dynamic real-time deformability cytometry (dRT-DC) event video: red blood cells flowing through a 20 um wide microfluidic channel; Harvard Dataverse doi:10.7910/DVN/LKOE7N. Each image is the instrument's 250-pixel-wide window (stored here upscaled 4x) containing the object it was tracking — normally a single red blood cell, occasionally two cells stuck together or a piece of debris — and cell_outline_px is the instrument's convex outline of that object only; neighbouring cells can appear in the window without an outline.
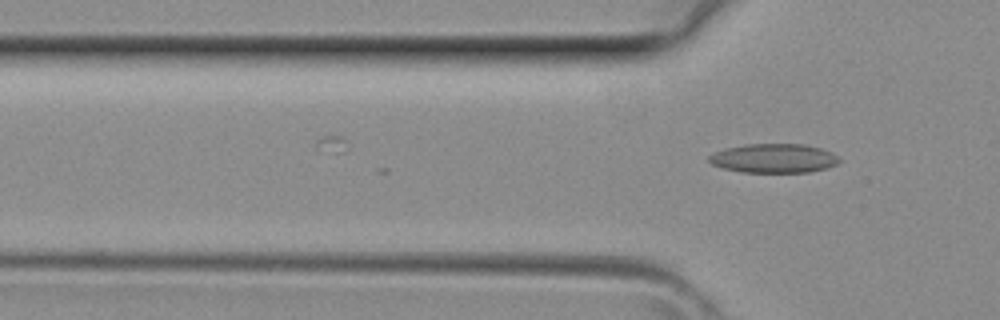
{"species": "common noctule bat (a hibernating species)", "species_latin": "Nyctalus noctula", "temperature_condition": "room temperature", "stored_images_in_passage": 11, "camera_frame_rate_fps": 3000, "um_per_image_px": 0.085, "animal": {"sex": "female", "body_mass_g": 29.2, "forearm_length_mm": 56.3}, "frame": {"image": 1, "passage_image": 11, "time_ms": 3.333, "image_size_px": [1000, 320], "cell_outline_px": [[840, 160], [836, 164], [828, 168], [808, 172], [740, 172], [724, 168], [712, 164], [708, 160], [708, 156], [724, 148], [744, 144], [804, 144], [820, 148], [832, 152]], "centroid_in_image_um": [65.76, 13.45], "position_along_channel_um": 60.0, "area_um2": 22.08}}